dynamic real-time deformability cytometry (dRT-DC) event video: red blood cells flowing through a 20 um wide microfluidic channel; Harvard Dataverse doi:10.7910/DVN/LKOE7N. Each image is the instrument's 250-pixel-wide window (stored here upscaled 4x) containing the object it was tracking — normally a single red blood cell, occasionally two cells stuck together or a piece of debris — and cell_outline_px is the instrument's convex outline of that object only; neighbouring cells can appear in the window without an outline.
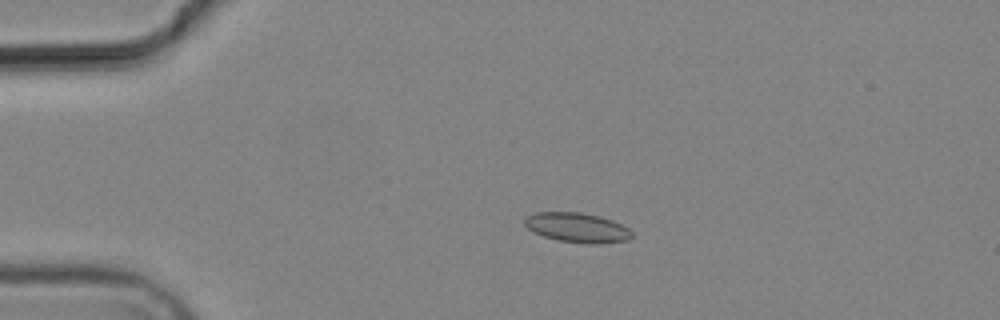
{"species": "common noctule bat (a hibernating species)", "species_latin": "Nyctalus noctula", "temperature_condition": "cold", "stored_images_in_passage": 5, "camera_frame_rate_fps": 3000, "um_per_image_px": 0.085, "animal": {"sex": "male", "body_mass_g": 19.2, "forearm_length_mm": 51.8}, "frame": {"image": 1, "passage_image": 3, "time_ms": 3.333, "image_size_px": [1000, 320], "cell_outline_px": [[632, 236], [628, 240], [600, 244], [588, 244], [556, 240], [544, 236], [528, 228], [524, 224], [524, 216], [536, 212], [580, 212], [600, 216], [612, 220], [628, 228], [632, 232]], "centroid_in_image_um": [49.06, 19.34], "position_along_channel_um": 35.9, "area_um2": 18.61}}
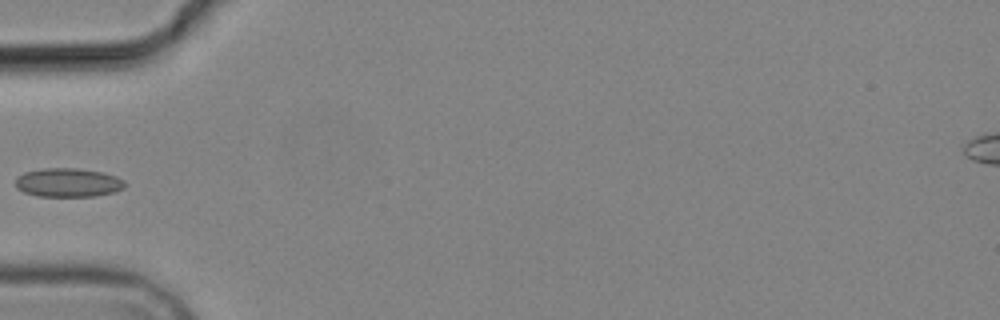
{"frame": {"image": 2, "passage_image": 5, "time_ms": 5.667, "image_size_px": [1000, 320], "cell_outline_px": [[124, 188], [116, 192], [96, 196], [36, 196], [24, 192], [16, 188], [16, 176], [24, 172], [44, 168], [76, 168], [104, 172], [116, 176], [124, 180]], "centroid_in_image_um": [5.79, 15.52], "position_along_channel_um": 79.2, "area_um2": 18.55}}